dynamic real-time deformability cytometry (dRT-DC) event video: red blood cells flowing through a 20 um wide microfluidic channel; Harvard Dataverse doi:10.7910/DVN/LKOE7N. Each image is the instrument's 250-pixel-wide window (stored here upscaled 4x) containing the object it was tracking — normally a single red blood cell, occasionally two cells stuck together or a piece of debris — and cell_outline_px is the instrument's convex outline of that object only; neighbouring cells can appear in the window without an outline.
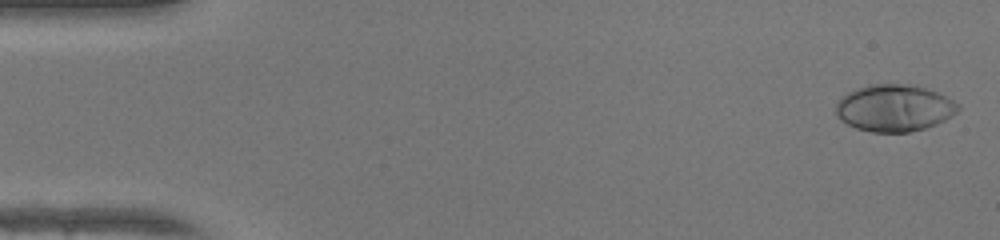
{"species": "human", "species_latin": "Homo sapiens", "temperature_condition": "warm", "stored_images_in_passage": 49, "camera_frame_rate_fps": 3000, "um_per_image_px": 0.085, "donor": {"sex": "female"}, "frame": {"image": 1, "passage_image": 2, "time_ms": 0.333, "image_size_px": [1000, 240], "cell_outline_px": [[960, 108], [952, 116], [936, 124], [924, 128], [908, 132], [872, 132], [856, 128], [840, 120], [836, 116], [836, 104], [848, 92], [856, 88], [868, 84], [912, 84], [936, 92], [960, 104]], "centroid_in_image_um": [76.0, 9.18], "position_along_channel_um": 9.0, "area_um2": 33.29}}
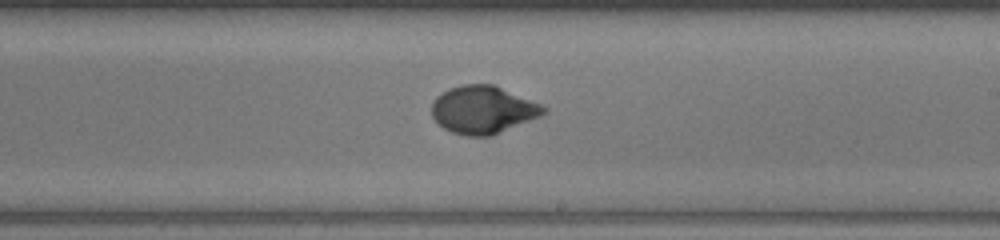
{"frame": {"image": 2, "passage_image": 29, "time_ms": 9.333, "image_size_px": [1000, 240], "cell_outline_px": [[548, 112], [540, 116], [492, 136], [468, 136], [452, 132], [444, 128], [432, 116], [432, 100], [436, 96], [448, 88], [460, 84], [492, 84], [540, 104], [548, 108]], "centroid_in_image_um": [41.04, 9.32], "position_along_channel_um": 248.0, "area_um2": 31.04}}
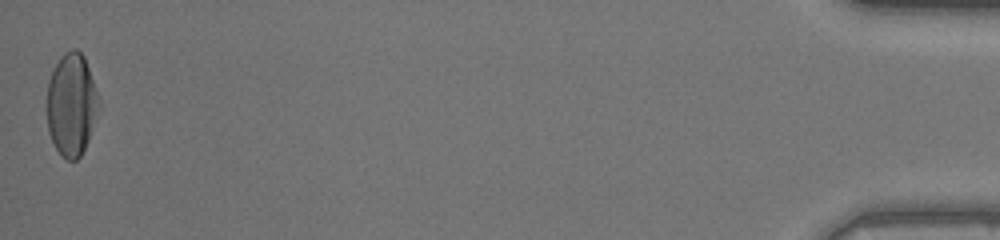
{"frame": {"image": 3, "passage_image": 49, "time_ms": 16.0, "image_size_px": [1000, 240], "cell_outline_px": [[100, 100], [88, 140], [80, 156], [76, 160], [68, 160], [56, 148], [48, 132], [44, 108], [48, 80], [60, 56], [64, 52], [72, 48], [76, 48], [84, 56]], "centroid_in_image_um": [6.02, 8.85], "position_along_channel_um": 429.2, "area_um2": 31.21}, "authors_computed_cell_mechanics": {"area_um2": 30.923, "velocity_mm_per_s": 4.2324, "shape_relaxation_time_tau1_ms": 4.3716, "shape_relaxation_time_tau2_ms": null, "deformation_change_tau1": 0.2505, "deformation_change_tau2": null}}